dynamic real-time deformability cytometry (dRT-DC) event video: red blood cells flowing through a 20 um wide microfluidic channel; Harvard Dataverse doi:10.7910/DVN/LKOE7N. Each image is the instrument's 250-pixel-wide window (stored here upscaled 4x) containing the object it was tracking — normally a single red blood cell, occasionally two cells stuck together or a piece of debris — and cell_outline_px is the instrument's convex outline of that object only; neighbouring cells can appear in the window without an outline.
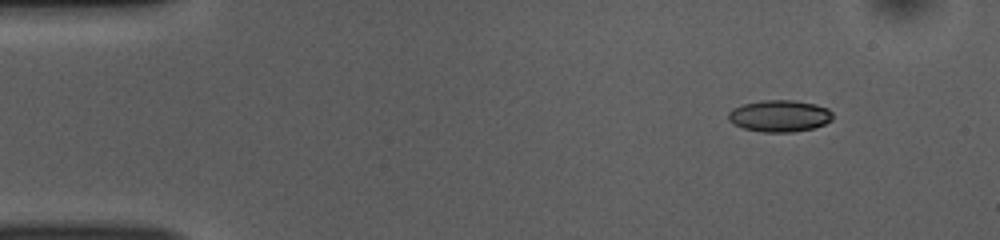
{"species": "common noctule bat (a hibernating species)", "species_latin": "Nyctalus noctula", "temperature_condition": "room temperature", "stored_images_in_passage": 47, "camera_frame_rate_fps": 3000, "um_per_image_px": 0.085, "animal": {"sex": "female", "body_mass_g": 10.0, "forearm_length_mm": 53.1}, "frame": {"image": 1, "passage_image": 1, "time_ms": 0.0, "image_size_px": [1000, 240], "cell_outline_px": [[832, 120], [816, 128], [792, 132], [764, 132], [744, 128], [732, 124], [728, 120], [728, 112], [732, 108], [744, 104], [764, 100], [792, 100], [816, 104], [828, 108], [832, 112]], "centroid_in_image_um": [66.27, 9.86], "position_along_channel_um": 18.7, "area_um2": 19.42}}
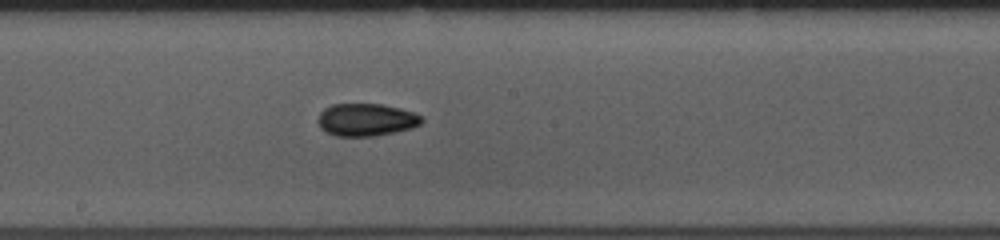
{"frame": {"image": 2, "passage_image": 23, "time_ms": 7.333, "image_size_px": [1000, 240], "cell_outline_px": [[424, 120], [420, 124], [412, 128], [396, 132], [372, 136], [336, 136], [320, 128], [316, 120], [320, 112], [324, 108], [332, 104], [380, 104], [400, 108], [412, 112], [420, 116]], "centroid_in_image_um": [31.1, 10.18], "position_along_channel_um": 217.1, "area_um2": 19.71}}
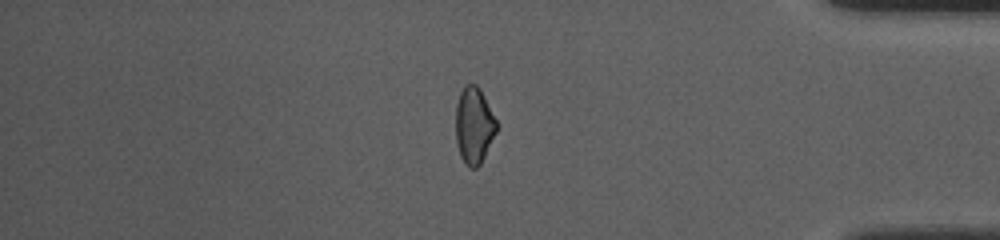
{"frame": {"image": 3, "passage_image": 39, "time_ms": 12.667, "image_size_px": [1000, 240], "cell_outline_px": [[496, 132], [480, 164], [476, 168], [472, 168], [464, 164], [460, 156], [456, 140], [456, 104], [460, 92], [464, 84], [476, 84], [480, 88], [496, 120]], "centroid_in_image_um": [40.26, 10.65], "position_along_channel_um": 394.9, "area_um2": 18.09}, "authors_computed_cell_mechanics": {"area_um2": 19.4208, "velocity_mm_per_s": 3.8848, "shape_relaxation_time_tau1_ms": null, "shape_relaxation_time_tau2_ms": 4.0757, "deformation_change_tau1": null, "deformation_change_tau2": 0.099}}